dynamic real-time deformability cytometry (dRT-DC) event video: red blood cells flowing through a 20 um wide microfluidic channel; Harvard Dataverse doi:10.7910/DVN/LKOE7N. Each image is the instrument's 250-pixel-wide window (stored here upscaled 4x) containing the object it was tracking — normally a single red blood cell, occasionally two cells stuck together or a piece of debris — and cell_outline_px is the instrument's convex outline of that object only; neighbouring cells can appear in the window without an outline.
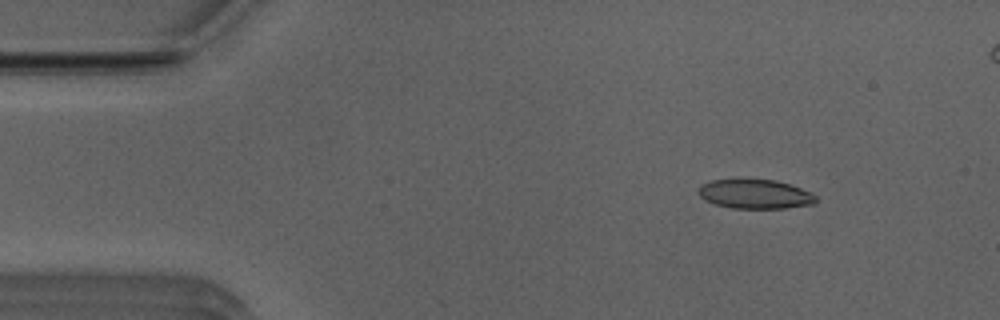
{"species": "Egyptian fruit bat (a non-hibernating species)", "species_latin": "Rousettus aegyptiacus", "temperature_condition": "room temperature", "stored_images_in_passage": 41, "camera_frame_rate_fps": 3000, "um_per_image_px": 0.085, "animal": {"sex": "male"}, "frame": {"image": 1, "passage_image": 3, "time_ms": 0.667, "image_size_px": [1000, 320], "cell_outline_px": [[816, 204], [784, 208], [732, 208], [716, 204], [704, 200], [700, 196], [700, 184], [712, 180], [776, 180], [800, 188], [816, 196]], "centroid_in_image_um": [64.19, 16.51], "position_along_channel_um": 20.8, "area_um2": 19.71}}
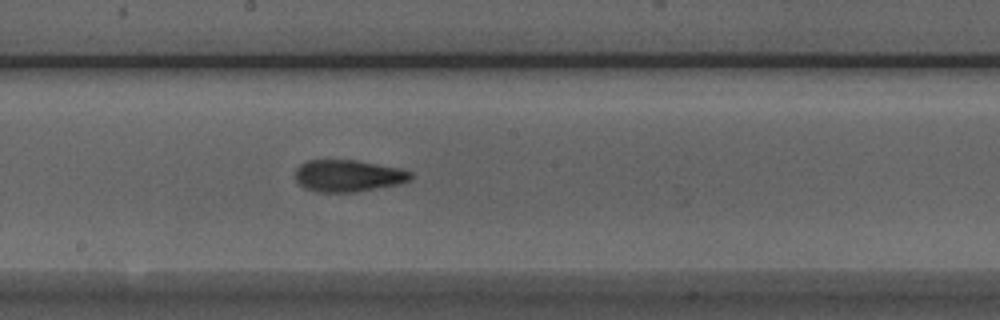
{"frame": {"image": 2, "passage_image": 24, "time_ms": 7.667, "image_size_px": [1000, 320], "cell_outline_px": [[412, 176], [408, 180], [400, 184], [356, 192], [316, 192], [304, 188], [296, 180], [296, 168], [300, 164], [308, 160], [356, 160], [400, 168], [412, 172]], "centroid_in_image_um": [29.58, 14.94], "position_along_channel_um": 218.6, "area_um2": 21.5}}
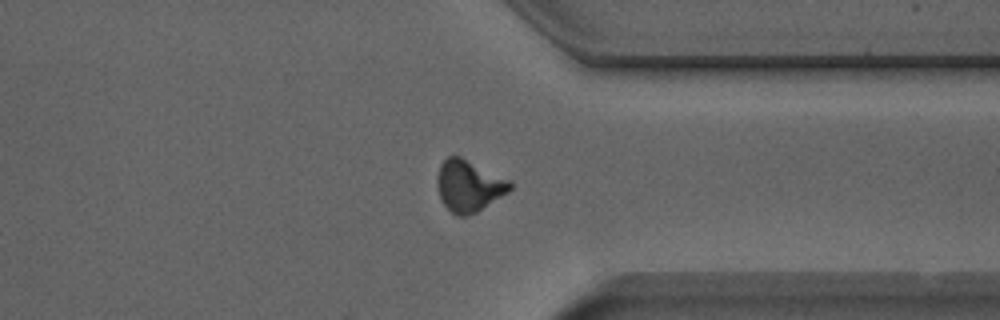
{"frame": {"image": 3, "passage_image": 36, "time_ms": 11.667, "image_size_px": [1000, 320], "cell_outline_px": [[512, 188], [508, 192], [476, 212], [468, 216], [456, 216], [440, 200], [436, 180], [436, 176], [440, 164], [448, 156], [460, 156], [508, 180], [512, 184]], "centroid_in_image_um": [39.8, 15.8], "position_along_channel_um": 371.6, "area_um2": 21.62}, "authors_computed_cell_mechanics": {"area_um2": 21.097, "velocity_mm_per_s": 3.9116, "shape_relaxation_time_tau1_ms": 4.7672, "shape_relaxation_time_tau2_ms": 2.4671, "deformation_change_tau1": 0.1432, "deformation_change_tau2": 0.1003}}